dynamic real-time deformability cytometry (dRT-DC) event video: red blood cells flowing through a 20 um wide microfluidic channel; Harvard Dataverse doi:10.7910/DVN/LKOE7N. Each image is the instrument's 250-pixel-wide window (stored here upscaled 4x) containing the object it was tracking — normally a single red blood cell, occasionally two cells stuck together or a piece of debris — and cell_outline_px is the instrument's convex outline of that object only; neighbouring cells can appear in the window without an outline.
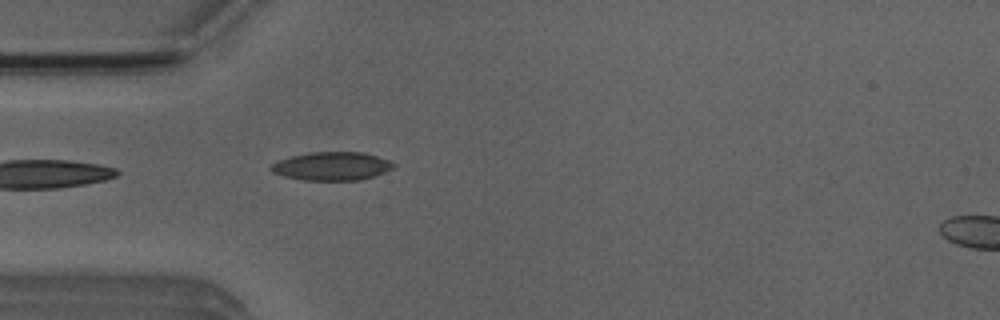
{"species": "Egyptian fruit bat (a non-hibernating species)", "species_latin": "Rousettus aegyptiacus", "temperature_condition": "room temperature", "stored_images_in_passage": 38, "camera_frame_rate_fps": 3000, "um_per_image_px": 0.085, "animal": {"sex": "male"}, "frame": {"image": 1, "passage_image": 1, "time_ms": 0.0, "image_size_px": [1000, 320], "cell_outline_px": [[396, 164], [392, 168], [384, 172], [360, 180], [304, 180], [284, 176], [272, 172], [268, 168], [272, 164], [280, 160], [292, 156], [312, 152], [364, 152], [388, 160]], "centroid_in_image_um": [28.19, 14.12], "position_along_channel_um": 56.8, "area_um2": 20.06}}
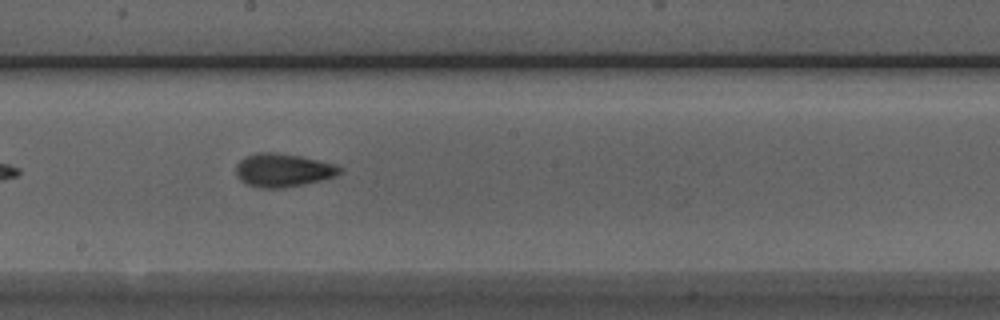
{"frame": {"image": 2, "passage_image": 14, "time_ms": 4.333, "image_size_px": [1000, 320], "cell_outline_px": [[344, 172], [336, 176], [304, 184], [280, 188], [260, 188], [248, 184], [240, 180], [236, 172], [236, 164], [244, 156], [256, 152], [276, 152], [300, 156], [336, 164], [344, 168]], "centroid_in_image_um": [24.08, 14.45], "position_along_channel_um": 224.1, "area_um2": 20.35}}
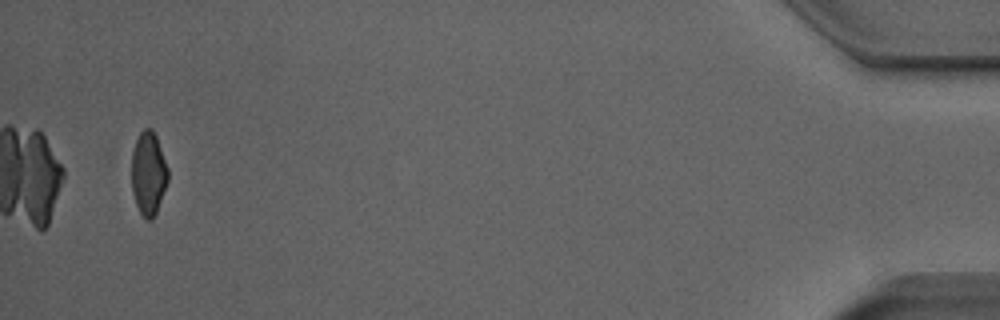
{"frame": {"image": 3, "passage_image": 36, "time_ms": 11.667, "image_size_px": [1000, 320], "cell_outline_px": [[168, 180], [156, 212], [152, 220], [148, 220], [140, 212], [136, 204], [132, 192], [132, 152], [136, 140], [140, 132], [144, 128], [152, 128], [156, 136], [168, 168]], "centroid_in_image_um": [12.61, 14.72], "position_along_channel_um": 422.6, "area_um2": 17.51}, "authors_computed_cell_mechanics": {"area_um2": 18.9006, "velocity_mm_per_s": 3.927, "shape_relaxation_time_tau1_ms": 4.8373, "shape_relaxation_time_tau2_ms": 1.5954, "deformation_change_tau1": 0.151, "deformation_change_tau2": 0.0746}}